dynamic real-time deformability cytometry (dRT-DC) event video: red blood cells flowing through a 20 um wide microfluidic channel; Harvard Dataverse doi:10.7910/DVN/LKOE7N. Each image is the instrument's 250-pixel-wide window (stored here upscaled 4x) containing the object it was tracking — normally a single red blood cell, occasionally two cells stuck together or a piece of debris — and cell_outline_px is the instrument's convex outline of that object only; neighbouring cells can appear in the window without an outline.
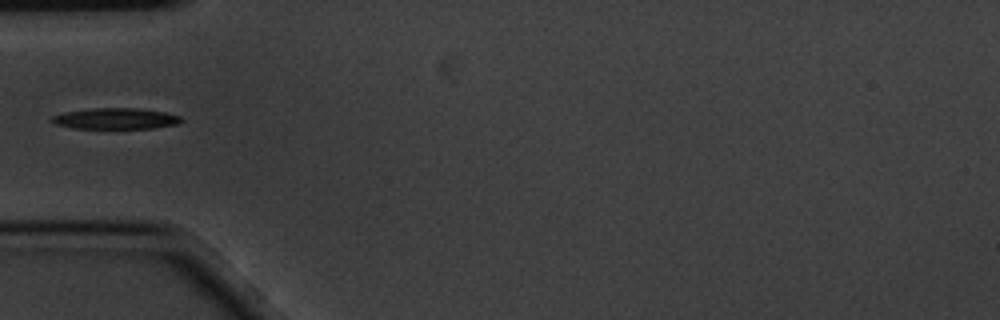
{"species": "common noctule bat (a hibernating species)", "species_latin": "Nyctalus noctula", "temperature_condition": "cold", "stored_images_in_passage": 1, "camera_frame_rate_fps": 3000, "um_per_image_px": 0.085, "animal": {"sex": "male", "body_mass_g": 20.1, "forearm_length_mm": 53.5}, "frame": {"image": 1, "passage_image": 1, "time_ms": 0.0, "image_size_px": [1000, 320], "cell_outline_px": [[184, 120], [176, 124], [152, 128], [72, 128], [52, 124], [48, 120], [52, 116], [64, 112], [92, 108], [140, 108], [164, 112], [180, 116]], "centroid_in_image_um": [9.76, 10.08], "position_along_channel_um": 75.2, "area_um2": 15.95}}